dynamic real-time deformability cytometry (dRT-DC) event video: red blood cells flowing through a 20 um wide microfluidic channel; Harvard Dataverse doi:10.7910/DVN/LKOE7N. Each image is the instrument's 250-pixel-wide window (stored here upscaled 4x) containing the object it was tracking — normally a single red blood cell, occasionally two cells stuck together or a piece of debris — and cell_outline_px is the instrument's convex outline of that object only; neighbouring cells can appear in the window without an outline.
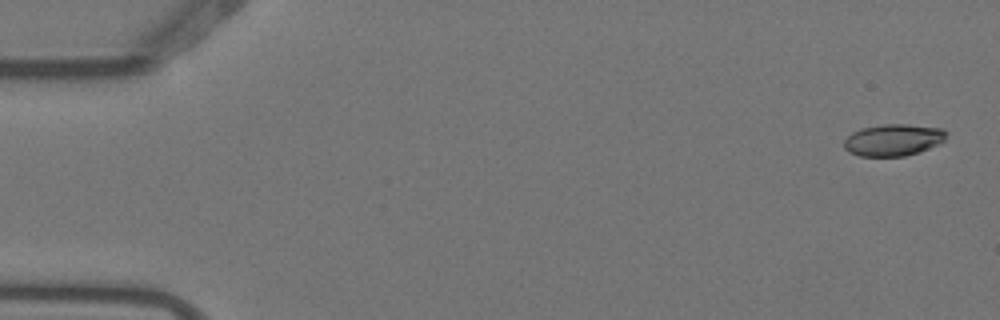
{"species": "Egyptian fruit bat (a non-hibernating species)", "species_latin": "Rousettus aegyptiacus", "temperature_condition": "warm", "stored_images_in_passage": 4, "camera_frame_rate_fps": 3000, "um_per_image_px": 0.085, "animal": {"sex": "female"}, "frame": {"image": 1, "passage_image": 1, "time_ms": 0.0, "image_size_px": [1000, 320], "cell_outline_px": [[948, 132], [944, 140], [940, 144], [920, 152], [904, 156], [860, 156], [848, 152], [844, 148], [844, 140], [852, 132], [860, 128], [884, 124], [908, 124], [940, 128]], "centroid_in_image_um": [75.93, 11.9], "position_along_channel_um": 9.1, "area_um2": 19.13}}
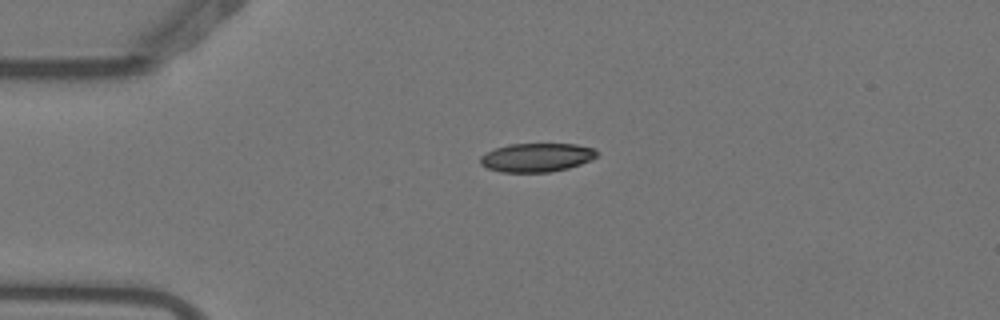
{"frame": {"image": 2, "passage_image": 4, "time_ms": 1.0, "image_size_px": [1000, 320], "cell_outline_px": [[596, 156], [592, 160], [568, 168], [548, 172], [500, 172], [488, 168], [480, 164], [480, 156], [496, 148], [508, 144], [576, 144], [596, 148]], "centroid_in_image_um": [45.62, 13.38], "position_along_channel_um": 39.4, "area_um2": 19.48}}